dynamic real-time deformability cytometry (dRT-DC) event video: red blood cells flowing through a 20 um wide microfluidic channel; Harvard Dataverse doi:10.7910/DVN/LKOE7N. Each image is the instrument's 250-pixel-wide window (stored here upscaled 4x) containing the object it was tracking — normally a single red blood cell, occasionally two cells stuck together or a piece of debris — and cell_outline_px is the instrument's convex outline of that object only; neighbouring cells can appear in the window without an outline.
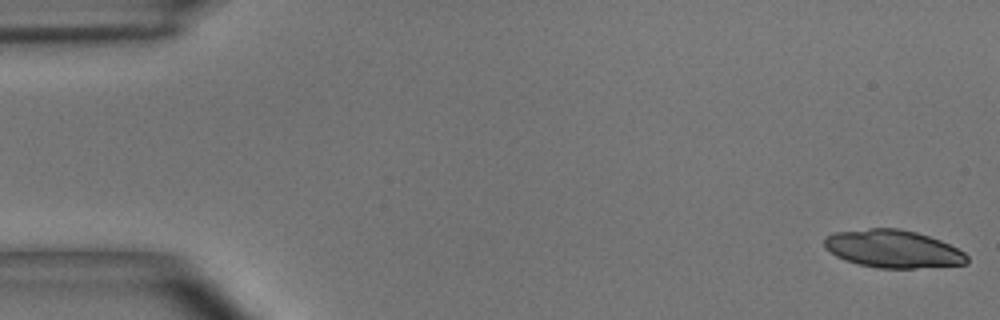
{"species": "common noctule bat (a hibernating species)", "species_latin": "Nyctalus noctula", "temperature_condition": "room temperature", "stored_images_in_passage": 21, "camera_frame_rate_fps": 3000, "um_per_image_px": 0.085, "animal": {"sex": "male", "body_mass_g": 15.6}, "frame": {"image": 1, "passage_image": 1, "time_ms": 0.0, "image_size_px": [1000, 320], "cell_outline_px": [[968, 264], [916, 268], [876, 268], [844, 260], [836, 256], [824, 248], [824, 236], [836, 232], [868, 228], [900, 228], [916, 232], [940, 240], [964, 252], [968, 256]], "centroid_in_image_um": [75.88, 21.15], "position_along_channel_um": 9.1, "area_um2": 31.5}}